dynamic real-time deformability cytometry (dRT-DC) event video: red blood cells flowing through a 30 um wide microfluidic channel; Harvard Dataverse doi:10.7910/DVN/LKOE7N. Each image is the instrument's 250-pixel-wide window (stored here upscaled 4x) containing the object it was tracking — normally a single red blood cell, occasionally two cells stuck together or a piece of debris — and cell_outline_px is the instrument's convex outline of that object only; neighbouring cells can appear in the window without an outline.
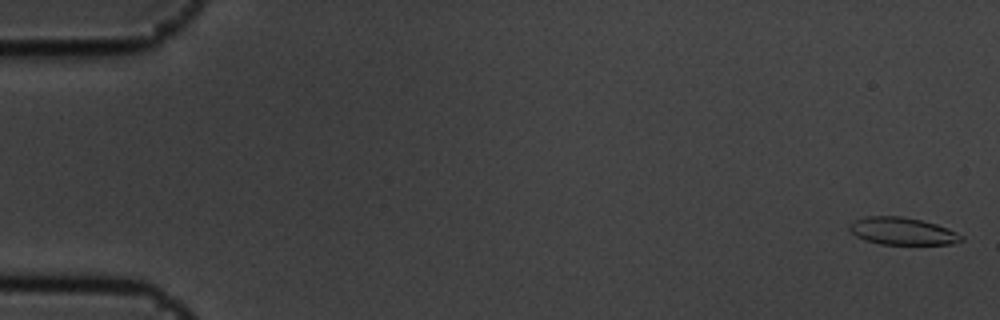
{"species": "common noctule bat (a hibernating species)", "species_latin": "Nyctalus noctula", "temperature_condition": "cold", "stored_images_in_passage": 7, "camera_frame_rate_fps": 3000, "um_per_image_px": 0.085, "animal": {"sex": "male", "body_mass_g": 19.5, "forearm_length_mm": 54.6}, "frame": {"image": 1, "passage_image": 1, "time_ms": 0.0, "image_size_px": [1000, 320], "cell_outline_px": [[964, 240], [952, 244], [880, 244], [864, 240], [856, 236], [848, 228], [848, 224], [856, 220], [868, 216], [900, 216], [920, 220], [936, 224], [956, 232], [964, 236]], "centroid_in_image_um": [76.69, 19.65], "position_along_channel_um": 8.3, "area_um2": 17.74}}
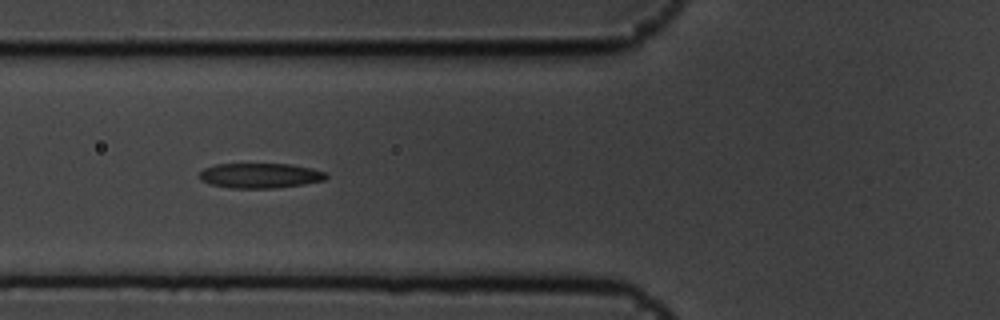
{"frame": {"image": 2, "passage_image": 6, "time_ms": 1.667, "image_size_px": [1000, 320], "cell_outline_px": [[328, 176], [324, 180], [304, 184], [276, 188], [228, 188], [208, 184], [200, 180], [200, 172], [204, 168], [216, 164], [292, 164], [312, 168], [328, 172]], "centroid_in_image_um": [22.12, 14.93], "position_along_channel_um": 103.7, "area_um2": 18.67}}
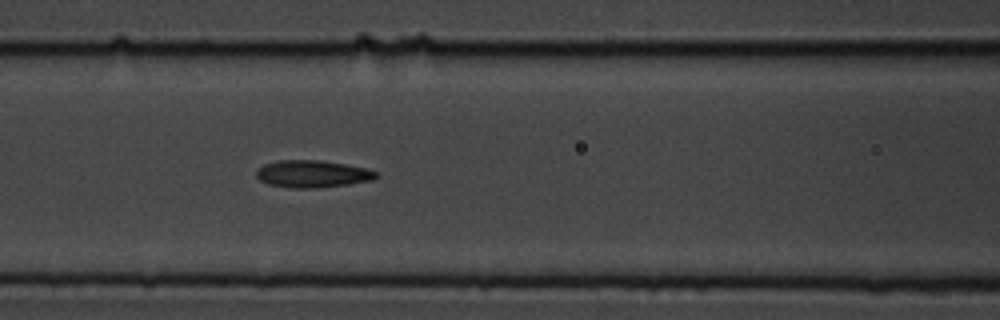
{"frame": {"image": 3, "passage_image": 7, "time_ms": 2.0, "image_size_px": [1000, 320], "cell_outline_px": [[380, 176], [372, 180], [348, 184], [316, 188], [288, 188], [268, 184], [260, 180], [256, 176], [256, 168], [264, 164], [280, 160], [320, 160], [368, 168], [376, 172]], "centroid_in_image_um": [26.54, 14.78], "position_along_channel_um": 140.1, "area_um2": 19.13}}